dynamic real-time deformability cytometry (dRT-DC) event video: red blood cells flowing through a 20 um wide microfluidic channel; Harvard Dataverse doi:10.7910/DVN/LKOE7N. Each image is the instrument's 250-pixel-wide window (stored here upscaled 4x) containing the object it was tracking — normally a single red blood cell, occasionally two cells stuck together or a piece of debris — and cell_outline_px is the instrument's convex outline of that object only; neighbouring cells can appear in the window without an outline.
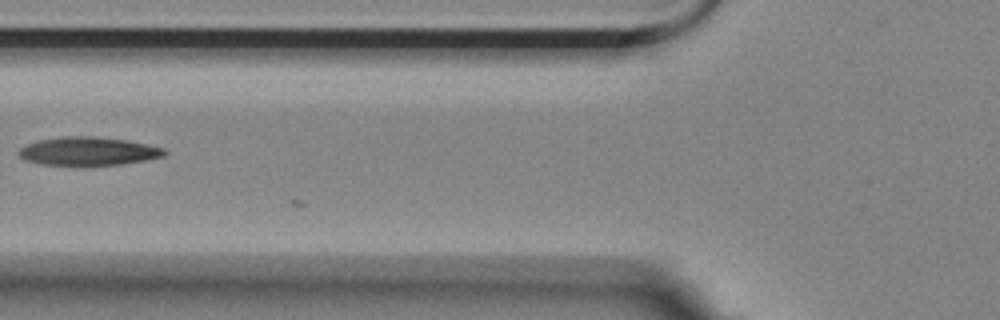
{"species": "Egyptian fruit bat (a non-hibernating species)", "species_latin": "Rousettus aegyptiacus", "temperature_condition": "room temperature", "stored_images_in_passage": 8, "camera_frame_rate_fps": 3000, "um_per_image_px": 0.085, "animal": {"sex": "female"}, "frame": {"image": 1, "passage_image": 6, "time_ms": 7.0, "image_size_px": [1000, 320], "cell_outline_px": [[168, 152], [164, 156], [144, 160], [120, 164], [88, 168], [40, 164], [24, 160], [16, 152], [20, 148], [28, 144], [40, 140], [64, 136], [92, 136], [124, 140], [164, 148]], "centroid_in_image_um": [7.45, 12.9], "position_along_channel_um": 118.3, "area_um2": 24.68}}